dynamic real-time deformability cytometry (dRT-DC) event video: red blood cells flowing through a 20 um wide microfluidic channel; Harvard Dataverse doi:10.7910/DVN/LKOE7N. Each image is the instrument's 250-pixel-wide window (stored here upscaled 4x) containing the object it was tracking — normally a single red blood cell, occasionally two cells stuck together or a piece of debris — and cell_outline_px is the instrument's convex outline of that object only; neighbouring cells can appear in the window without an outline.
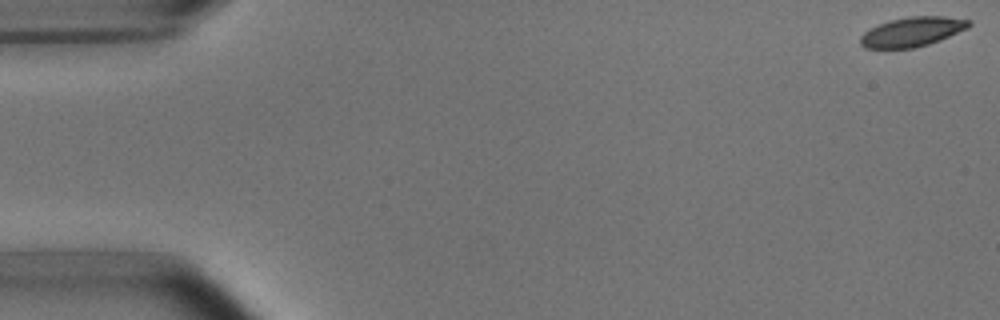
{"species": "common noctule bat (a hibernating species)", "species_latin": "Nyctalus noctula", "temperature_condition": "room temperature", "stored_images_in_passage": 6, "camera_frame_rate_fps": 3000, "um_per_image_px": 0.085, "animal": {"sex": "male", "body_mass_g": 15.6}, "frame": {"image": 1, "passage_image": 1, "time_ms": 0.0, "image_size_px": [1000, 320], "cell_outline_px": [[972, 24], [968, 28], [940, 40], [916, 48], [864, 48], [860, 44], [860, 36], [864, 32], [888, 20], [908, 16], [944, 16], [972, 20]], "centroid_in_image_um": [77.56, 2.69], "position_along_channel_um": 7.4, "area_um2": 18.73}}
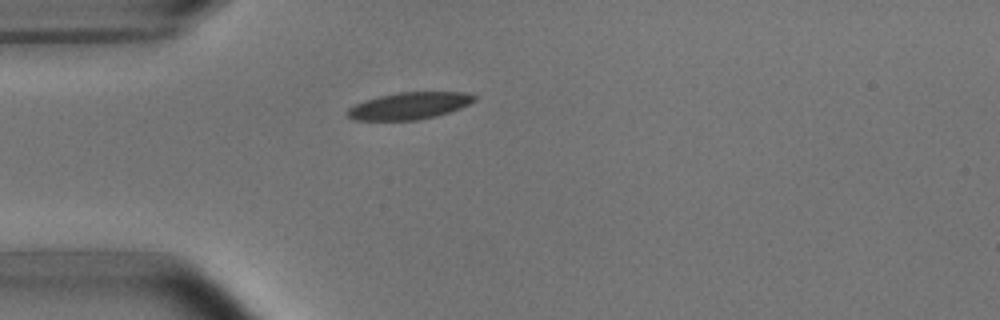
{"frame": {"image": 2, "passage_image": 5, "time_ms": 4.667, "image_size_px": [1000, 320], "cell_outline_px": [[476, 100], [460, 108], [436, 116], [416, 120], [356, 120], [348, 116], [348, 108], [364, 100], [380, 96], [400, 92], [468, 92], [476, 96]], "centroid_in_image_um": [34.81, 8.98], "position_along_channel_um": 50.2, "area_um2": 19.77}}